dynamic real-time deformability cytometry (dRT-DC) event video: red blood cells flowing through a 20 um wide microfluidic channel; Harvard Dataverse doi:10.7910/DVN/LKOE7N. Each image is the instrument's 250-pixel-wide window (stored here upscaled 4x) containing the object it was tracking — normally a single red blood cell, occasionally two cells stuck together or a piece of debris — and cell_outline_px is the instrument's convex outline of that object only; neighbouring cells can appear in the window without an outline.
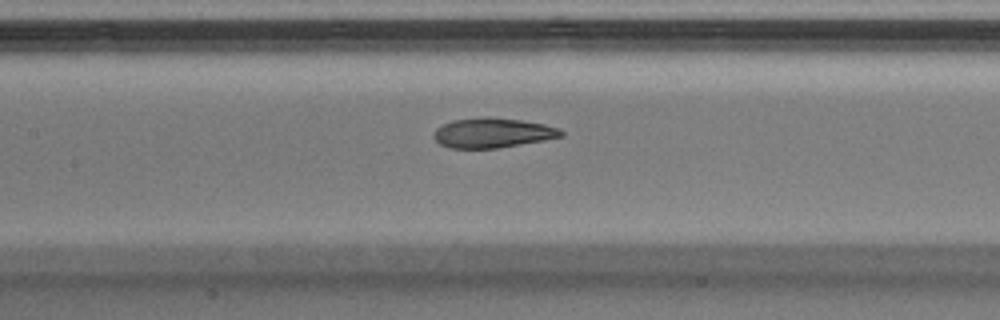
{"species": "Egyptian fruit bat (a non-hibernating species)", "species_latin": "Rousettus aegyptiacus", "temperature_condition": "warm", "stored_images_in_passage": 36, "camera_frame_rate_fps": 3000, "um_per_image_px": 0.085, "animal": {"sex": "male"}, "frame": {"image": 1, "passage_image": 12, "time_ms": 3.667, "image_size_px": [1000, 320], "cell_outline_px": [[564, 136], [544, 140], [496, 148], [448, 148], [440, 144], [432, 136], [436, 128], [452, 120], [480, 116], [484, 116], [520, 120], [544, 124], [560, 128], [564, 132]], "centroid_in_image_um": [41.86, 11.28], "position_along_channel_um": 165.5, "area_um2": 22.2}}
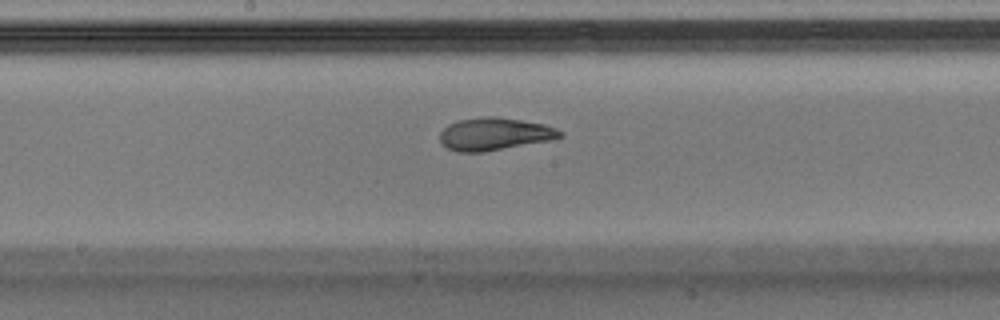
{"frame": {"image": 2, "passage_image": 15, "time_ms": 4.667, "image_size_px": [1000, 320], "cell_outline_px": [[564, 136], [548, 140], [484, 152], [456, 152], [440, 144], [440, 132], [448, 124], [460, 120], [484, 116], [492, 116], [520, 120], [544, 124], [556, 128], [564, 132]], "centroid_in_image_um": [42.0, 11.39], "position_along_channel_um": 206.2, "area_um2": 22.72}}
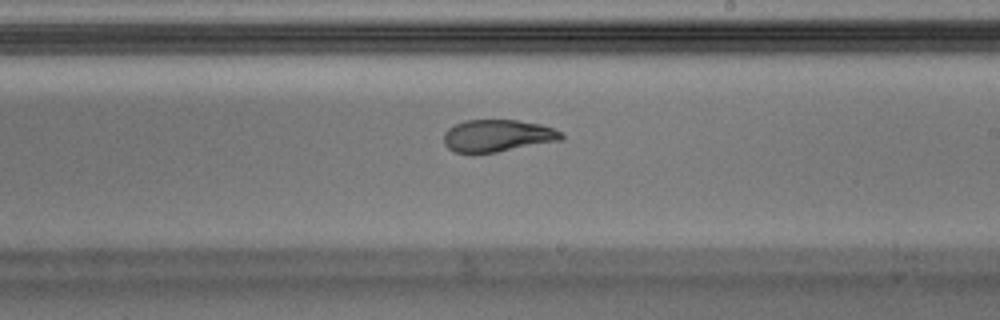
{"frame": {"image": 3, "passage_image": 18, "time_ms": 5.667, "image_size_px": [1000, 320], "cell_outline_px": [[564, 140], [496, 152], [472, 156], [456, 152], [448, 148], [444, 144], [444, 132], [448, 128], [464, 120], [516, 120], [540, 124], [564, 132]], "centroid_in_image_um": [42.28, 11.56], "position_along_channel_um": 246.7, "area_um2": 22.6}, "authors_computed_cell_mechanics": {"area_um2": 22.7154, "velocity_mm_per_s": 4.075, "shape_relaxation_time_tau1_ms": null, "shape_relaxation_time_tau2_ms": 1.457, "deformation_change_tau1": null, "deformation_change_tau2": 0.0711}}